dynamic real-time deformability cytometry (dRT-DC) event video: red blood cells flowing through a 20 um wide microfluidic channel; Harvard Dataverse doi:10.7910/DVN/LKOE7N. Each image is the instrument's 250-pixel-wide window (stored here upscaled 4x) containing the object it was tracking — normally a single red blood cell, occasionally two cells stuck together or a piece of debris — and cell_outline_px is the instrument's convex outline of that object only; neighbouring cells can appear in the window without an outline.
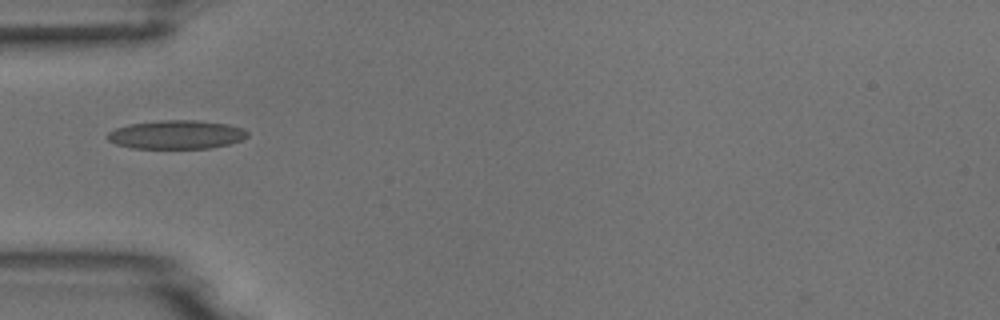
{"species": "common noctule bat (a hibernating species)", "species_latin": "Nyctalus noctula", "temperature_condition": "room temperature", "stored_images_in_passage": 7, "camera_frame_rate_fps": 3000, "um_per_image_px": 0.085, "animal": {"sex": "male", "body_mass_g": 18.8}, "frame": {"image": 1, "passage_image": 4, "time_ms": 4.333, "image_size_px": [1000, 320], "cell_outline_px": [[248, 136], [244, 140], [212, 148], [132, 148], [116, 144], [108, 140], [104, 136], [108, 132], [116, 128], [128, 124], [160, 120], [196, 120], [228, 124], [244, 128], [248, 132]], "centroid_in_image_um": [15.0, 11.44], "position_along_channel_um": 70.0, "area_um2": 23.64}}